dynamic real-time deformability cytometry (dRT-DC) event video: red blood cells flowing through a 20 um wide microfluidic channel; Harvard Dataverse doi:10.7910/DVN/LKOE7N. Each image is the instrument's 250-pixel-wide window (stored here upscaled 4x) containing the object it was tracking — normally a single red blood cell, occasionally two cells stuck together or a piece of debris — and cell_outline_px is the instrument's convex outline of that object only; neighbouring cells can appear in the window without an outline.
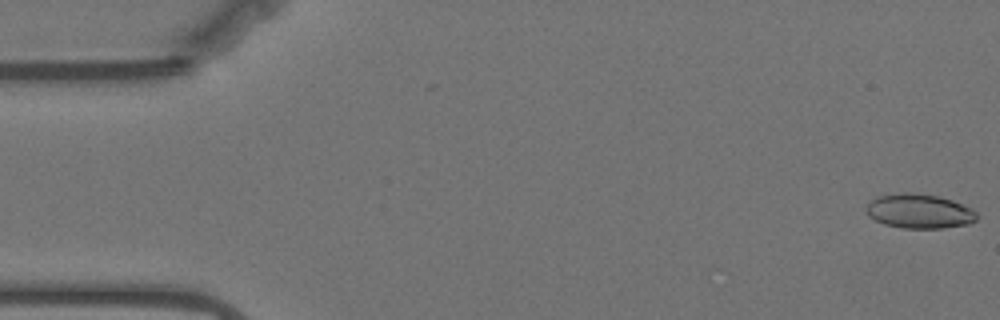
{"species": "Egyptian fruit bat (a non-hibernating species)", "species_latin": "Rousettus aegyptiacus", "temperature_condition": "warm", "stored_images_in_passage": 57, "camera_frame_rate_fps": 3000, "um_per_image_px": 0.085, "animal": {"sex": "female"}, "frame": {"image": 1, "passage_image": 1, "time_ms": 0.0, "image_size_px": [1000, 320], "cell_outline_px": [[980, 216], [976, 220], [968, 224], [944, 228], [900, 228], [884, 224], [868, 216], [868, 204], [872, 200], [880, 196], [904, 192], [912, 192], [940, 196], [952, 200], [972, 208]], "centroid_in_image_um": [78.2, 17.96], "position_along_channel_um": 6.8, "area_um2": 22.2}}
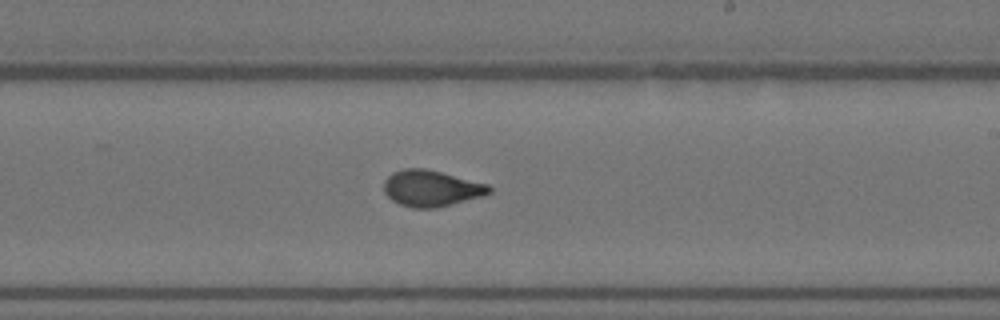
{"frame": {"image": 2, "passage_image": 33, "time_ms": 10.667, "image_size_px": [1000, 320], "cell_outline_px": [[492, 192], [484, 196], [436, 208], [412, 208], [400, 204], [392, 200], [384, 192], [384, 180], [392, 172], [404, 168], [424, 168], [488, 184], [492, 188]], "centroid_in_image_um": [36.66, 16.01], "position_along_channel_um": 252.3, "area_um2": 22.25}}
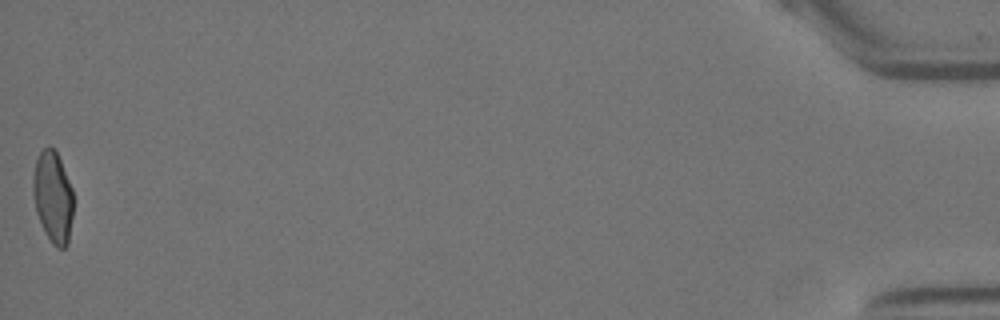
{"frame": {"image": 3, "passage_image": 57, "time_ms": 18.667, "image_size_px": [1000, 320], "cell_outline_px": [[72, 216], [68, 244], [64, 248], [56, 248], [52, 244], [36, 212], [32, 192], [32, 176], [36, 160], [40, 152], [48, 144], [56, 152], [60, 160], [72, 188]], "centroid_in_image_um": [4.48, 16.73], "position_along_channel_um": 430.7, "area_um2": 21.33}, "authors_computed_cell_mechanics": {"area_um2": 22.1374, "velocity_mm_per_s": 3.5303, "shape_relaxation_time_tau1_ms": 10.3585, "shape_relaxation_time_tau2_ms": 0.8644, "deformation_change_tau1": 0.2322, "deformation_change_tau2": 0.0655}}